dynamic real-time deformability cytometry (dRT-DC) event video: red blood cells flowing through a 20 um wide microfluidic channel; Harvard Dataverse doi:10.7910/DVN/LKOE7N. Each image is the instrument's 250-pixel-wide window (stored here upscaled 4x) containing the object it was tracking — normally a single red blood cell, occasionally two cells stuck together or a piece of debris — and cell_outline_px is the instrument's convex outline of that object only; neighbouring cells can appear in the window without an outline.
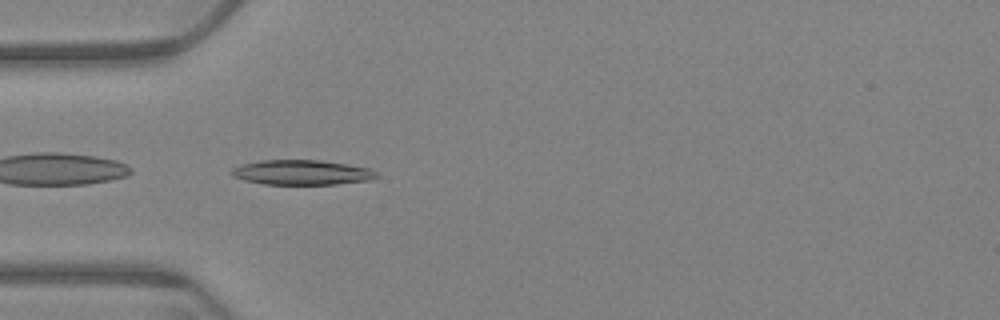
{"species": "Egyptian fruit bat (a non-hibernating species)", "species_latin": "Rousettus aegyptiacus", "temperature_condition": "warm", "stored_images_in_passage": 43, "camera_frame_rate_fps": 3000, "um_per_image_px": 0.085, "animal": {"sex": "female"}, "frame": {"image": 1, "passage_image": 1, "time_ms": 0.0, "image_size_px": [1000, 320], "cell_outline_px": [[380, 176], [368, 180], [336, 184], [264, 184], [244, 180], [232, 176], [232, 168], [244, 164], [260, 160], [320, 160], [368, 168], [376, 172]], "centroid_in_image_um": [25.64, 14.66], "position_along_channel_um": 59.4, "area_um2": 20.75}}
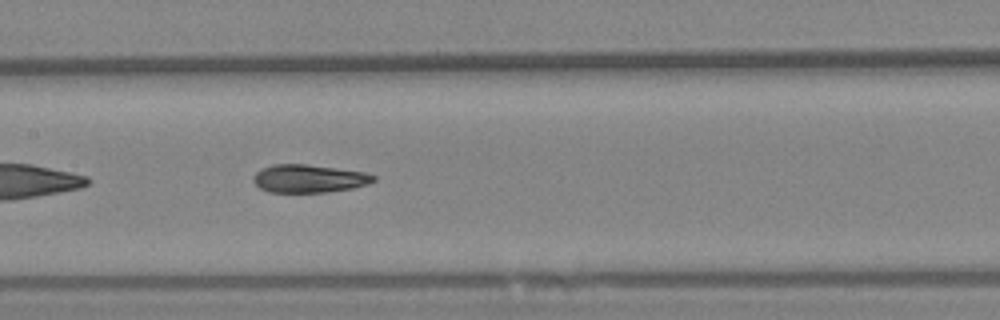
{"frame": {"image": 2, "passage_image": 12, "time_ms": 3.667, "image_size_px": [1000, 320], "cell_outline_px": [[376, 180], [368, 184], [352, 188], [328, 192], [268, 192], [260, 188], [252, 180], [252, 176], [256, 172], [272, 164], [304, 164], [336, 168], [364, 172], [376, 176]], "centroid_in_image_um": [26.25, 15.18], "position_along_channel_um": 181.2, "area_um2": 19.59}}
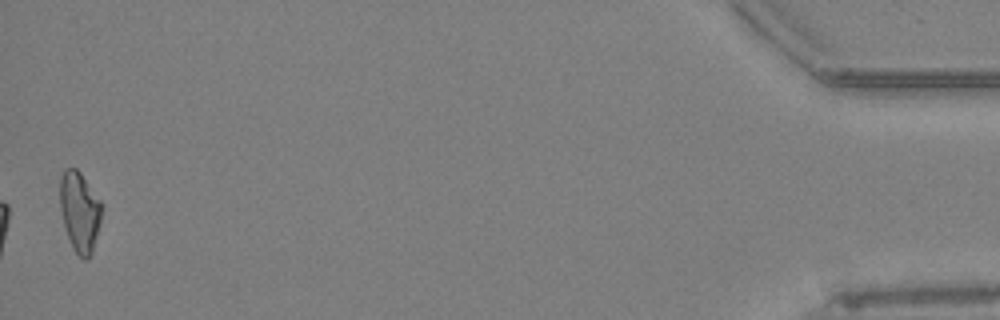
{"frame": {"image": 3, "passage_image": 42, "time_ms": 13.667, "image_size_px": [1000, 320], "cell_outline_px": [[100, 220], [92, 252], [88, 260], [84, 260], [72, 248], [64, 224], [60, 208], [60, 176], [64, 168], [76, 168], [80, 172], [100, 200]], "centroid_in_image_um": [6.74, 17.97], "position_along_channel_um": 428.5, "area_um2": 19.13}, "authors_computed_cell_mechanics": {"area_um2": 19.8254, "velocity_mm_per_s": 3.4038, "shape_relaxation_time_tau1_ms": 8.8745, "shape_relaxation_time_tau2_ms": 2.879, "deformation_change_tau1": 0.257, "deformation_change_tau2": 0.0907}}